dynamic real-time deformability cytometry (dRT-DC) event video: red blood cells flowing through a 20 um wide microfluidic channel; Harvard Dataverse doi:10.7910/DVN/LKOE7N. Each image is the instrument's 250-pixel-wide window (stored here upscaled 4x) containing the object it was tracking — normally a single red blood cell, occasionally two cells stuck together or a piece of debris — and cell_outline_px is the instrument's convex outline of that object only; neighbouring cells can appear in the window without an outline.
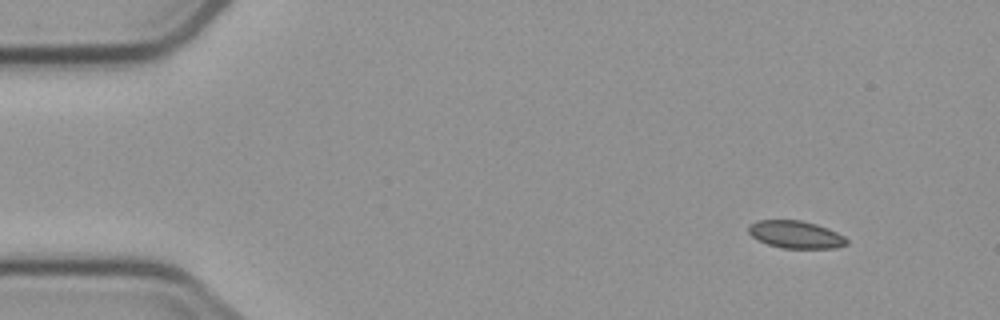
{"species": "common noctule bat (a hibernating species)", "species_latin": "Nyctalus noctula", "temperature_condition": "cold", "stored_images_in_passage": 4, "camera_frame_rate_fps": 3000, "um_per_image_px": 0.085, "animal": {"sex": "male", "body_mass_g": 23.1, "forearm_length_mm": 52.7}, "frame": {"image": 1, "passage_image": 1, "time_ms": 0.0, "image_size_px": [1000, 320], "cell_outline_px": [[848, 244], [836, 248], [784, 248], [768, 244], [752, 236], [748, 232], [748, 224], [756, 220], [800, 220], [816, 224], [828, 228], [844, 236], [848, 240]], "centroid_in_image_um": [67.64, 19.93], "position_along_channel_um": 17.4, "area_um2": 15.72}}
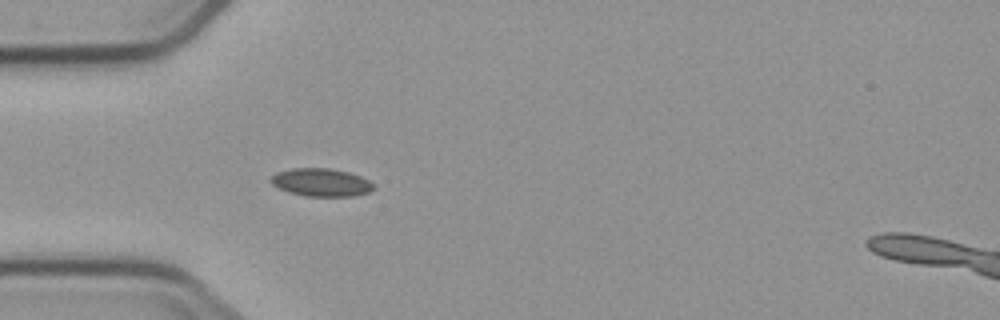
{"frame": {"image": 2, "passage_image": 4, "time_ms": 3.667, "image_size_px": [1000, 320], "cell_outline_px": [[376, 188], [368, 192], [352, 196], [304, 196], [288, 192], [272, 184], [268, 180], [276, 172], [292, 168], [328, 168], [348, 172], [360, 176], [368, 180]], "centroid_in_image_um": [27.27, 15.5], "position_along_channel_um": 57.7, "area_um2": 16.7}}